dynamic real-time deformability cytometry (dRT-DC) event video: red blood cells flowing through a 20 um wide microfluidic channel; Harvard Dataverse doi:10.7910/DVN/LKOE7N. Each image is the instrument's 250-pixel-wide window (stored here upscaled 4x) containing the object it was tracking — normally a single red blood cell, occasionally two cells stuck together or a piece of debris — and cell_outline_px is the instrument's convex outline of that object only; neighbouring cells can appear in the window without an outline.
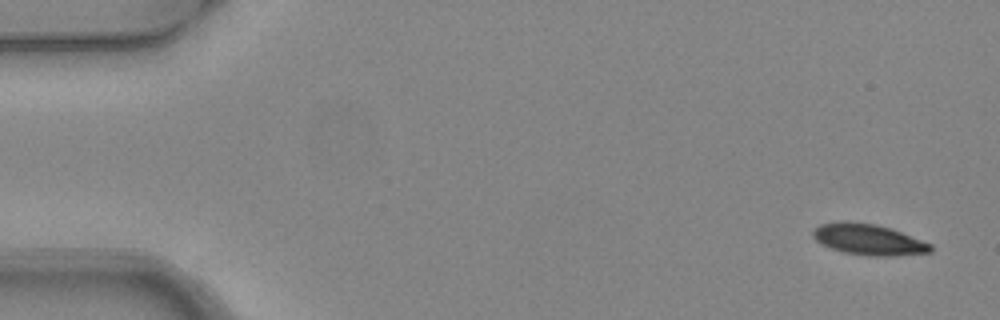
{"species": "common noctule bat (a hibernating species)", "species_latin": "Nyctalus noctula", "temperature_condition": "warm", "stored_images_in_passage": 7, "segment_of_instrument_passage": [1, 2], "camera_frame_rate_fps": 3000, "um_per_image_px": 0.085, "animal": {"sex": "female", "body_mass_g": 24.6, "forearm_length_mm": 56.2}, "frame": {"image": 1, "passage_image": 1, "time_ms": 0.0, "image_size_px": [1000, 320], "cell_outline_px": [[932, 252], [892, 256], [872, 256], [844, 252], [832, 248], [816, 240], [812, 236], [812, 232], [820, 224], [840, 220], [848, 220], [876, 224], [900, 232], [932, 244]], "centroid_in_image_um": [73.81, 20.34], "position_along_channel_um": 11.2, "area_um2": 21.1}}
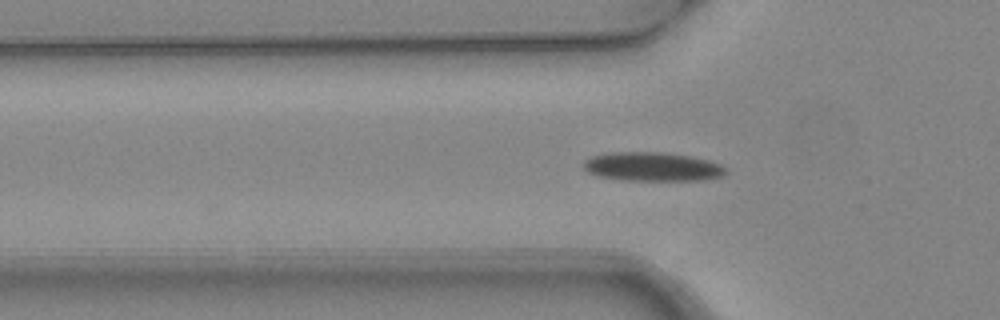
{"frame": {"image": 2, "passage_image": 5, "time_ms": 1.333, "image_size_px": [1000, 320], "cell_outline_px": [[728, 172], [724, 176], [704, 180], [620, 180], [596, 176], [588, 172], [580, 164], [584, 160], [592, 156], [608, 152], [664, 152], [692, 156], [708, 160], [720, 164]], "centroid_in_image_um": [55.42, 14.17], "position_along_channel_um": 70.4, "area_um2": 24.33}}
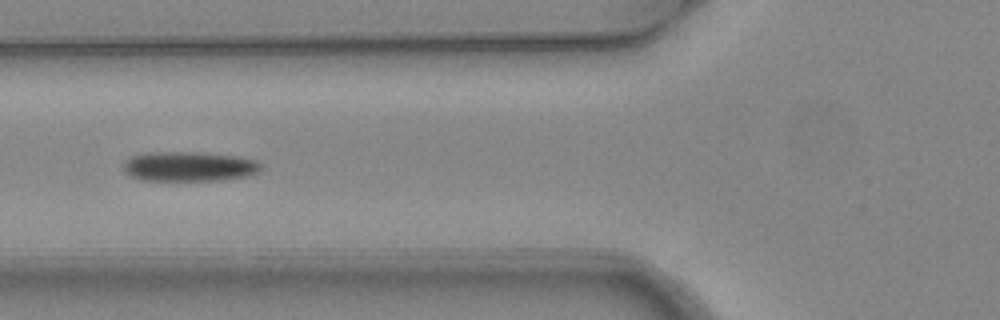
{"frame": {"image": 3, "passage_image": 6, "time_ms": 1.667, "image_size_px": [1000, 320], "cell_outline_px": [[264, 164], [260, 172], [248, 176], [224, 180], [140, 180], [128, 176], [124, 172], [124, 164], [132, 156], [152, 152], [200, 152], [240, 156], [256, 160]], "centroid_in_image_um": [16.15, 14.15], "position_along_channel_um": 109.7, "area_um2": 24.16}}